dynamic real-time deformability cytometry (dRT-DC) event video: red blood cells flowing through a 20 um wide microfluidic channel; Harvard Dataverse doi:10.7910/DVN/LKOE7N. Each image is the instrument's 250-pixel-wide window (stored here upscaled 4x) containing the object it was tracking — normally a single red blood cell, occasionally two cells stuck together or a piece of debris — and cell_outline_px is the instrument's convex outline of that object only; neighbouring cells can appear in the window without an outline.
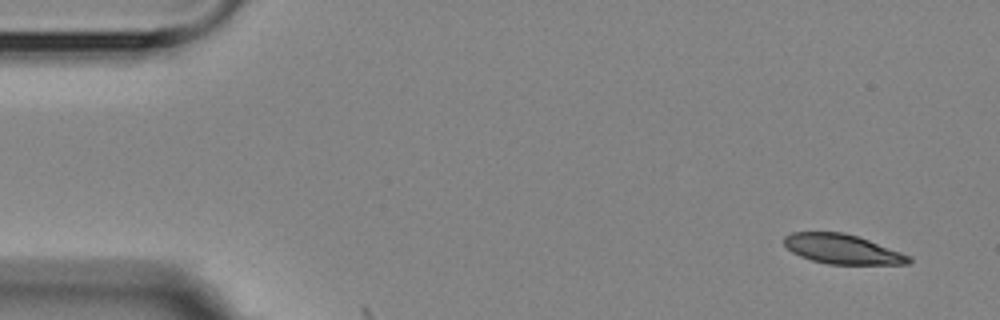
{"species": "Egyptian fruit bat (a non-hibernating species)", "species_latin": "Rousettus aegyptiacus", "temperature_condition": "room temperature", "stored_images_in_passage": 5, "camera_frame_rate_fps": 3000, "um_per_image_px": 0.085, "animal": {"sex": "female"}, "frame": {"image": 1, "passage_image": 1, "time_ms": 0.0, "image_size_px": [1000, 320], "cell_outline_px": [[912, 260], [908, 264], [828, 264], [812, 260], [800, 256], [792, 252], [784, 244], [784, 236], [792, 232], [844, 232], [868, 240], [912, 256]], "centroid_in_image_um": [71.6, 21.17], "position_along_channel_um": 13.4, "area_um2": 21.39}}
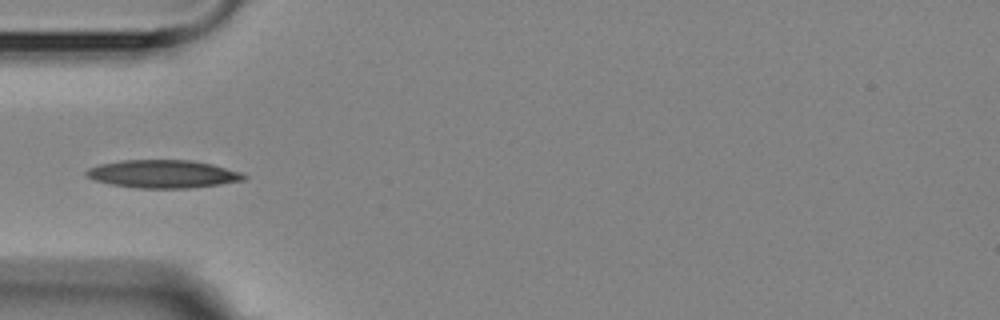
{"frame": {"image": 2, "passage_image": 4, "time_ms": 4.667, "image_size_px": [1000, 320], "cell_outline_px": [[248, 176], [244, 180], [220, 184], [188, 188], [136, 188], [112, 184], [92, 180], [84, 172], [88, 168], [100, 164], [120, 160], [192, 160], [212, 164], [244, 172]], "centroid_in_image_um": [13.87, 14.78], "position_along_channel_um": 71.1, "area_um2": 25.84}}
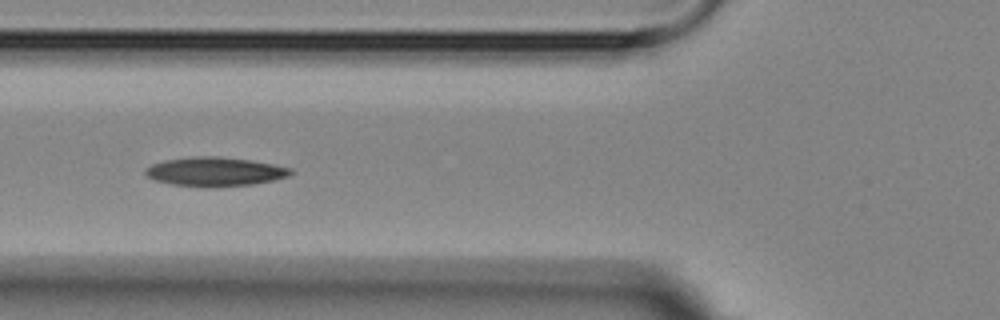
{"frame": {"image": 3, "passage_image": 5, "time_ms": 5.667, "image_size_px": [1000, 320], "cell_outline_px": [[296, 172], [288, 176], [272, 180], [252, 184], [216, 188], [208, 188], [172, 184], [152, 180], [144, 172], [144, 168], [152, 164], [164, 160], [192, 156], [216, 156], [252, 160], [292, 168]], "centroid_in_image_um": [18.25, 14.6], "position_along_channel_um": 107.5, "area_um2": 24.97}}